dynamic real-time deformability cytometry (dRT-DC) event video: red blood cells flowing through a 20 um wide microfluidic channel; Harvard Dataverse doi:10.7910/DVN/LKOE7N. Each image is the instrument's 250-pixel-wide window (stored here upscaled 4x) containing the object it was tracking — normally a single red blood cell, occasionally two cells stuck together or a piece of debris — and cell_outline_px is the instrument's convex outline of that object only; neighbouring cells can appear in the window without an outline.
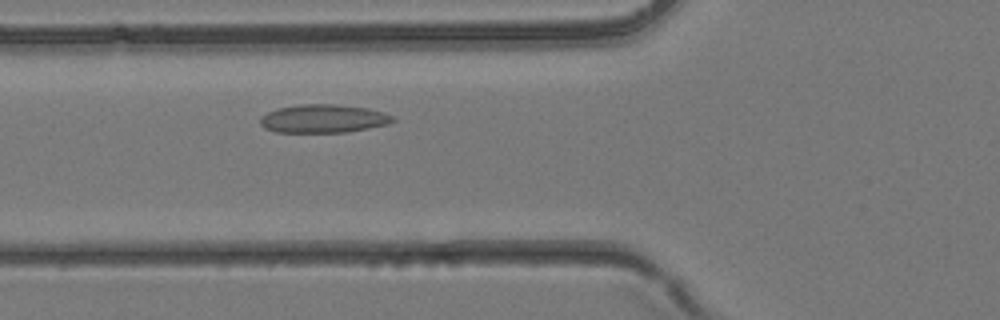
{"species": "common noctule bat (a hibernating species)", "species_latin": "Nyctalus noctula", "temperature_condition": "room temperature", "stored_images_in_passage": 32, "camera_frame_rate_fps": 3000, "um_per_image_px": 0.085, "animal": {"sex": "female", "body_mass_g": 24.6, "forearm_length_mm": 56.2}, "frame": {"image": 1, "passage_image": 8, "time_ms": 2.333, "image_size_px": [1000, 320], "cell_outline_px": [[396, 120], [388, 124], [348, 132], [276, 132], [264, 128], [260, 124], [260, 116], [276, 108], [300, 104], [336, 104], [368, 108], [384, 112], [392, 116]], "centroid_in_image_um": [27.47, 10.08], "position_along_channel_um": 98.3, "area_um2": 22.02}}
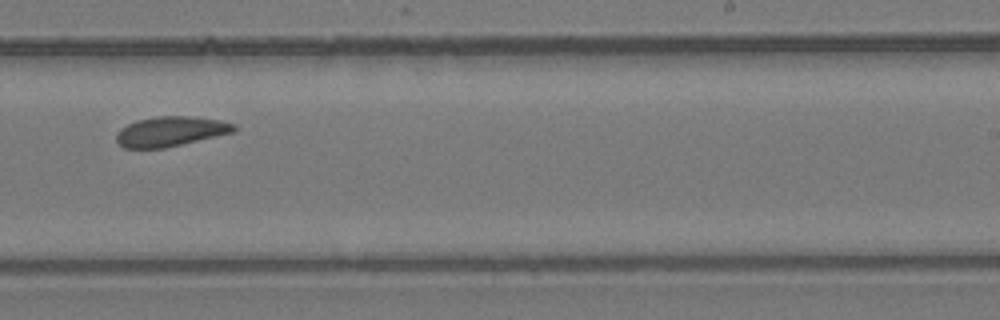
{"frame": {"image": 2, "passage_image": 18, "time_ms": 5.667, "image_size_px": [1000, 320], "cell_outline_px": [[236, 132], [164, 148], [124, 148], [116, 140], [116, 132], [120, 128], [136, 120], [156, 116], [188, 116], [216, 120], [236, 124]], "centroid_in_image_um": [14.48, 11.17], "position_along_channel_um": 274.5, "area_um2": 20.46}}
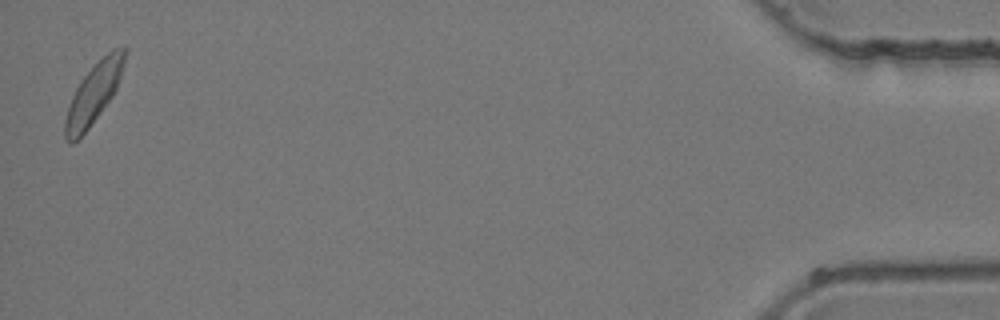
{"frame": {"image": 3, "passage_image": 32, "time_ms": 10.333, "image_size_px": [1000, 320], "cell_outline_px": [[128, 48], [124, 64], [116, 88], [112, 96], [88, 128], [72, 144], [64, 136], [64, 124], [68, 108], [72, 96], [76, 88], [84, 76], [112, 48], [124, 44]], "centroid_in_image_um": [7.99, 7.89], "position_along_channel_um": 427.2, "area_um2": 20.35}}